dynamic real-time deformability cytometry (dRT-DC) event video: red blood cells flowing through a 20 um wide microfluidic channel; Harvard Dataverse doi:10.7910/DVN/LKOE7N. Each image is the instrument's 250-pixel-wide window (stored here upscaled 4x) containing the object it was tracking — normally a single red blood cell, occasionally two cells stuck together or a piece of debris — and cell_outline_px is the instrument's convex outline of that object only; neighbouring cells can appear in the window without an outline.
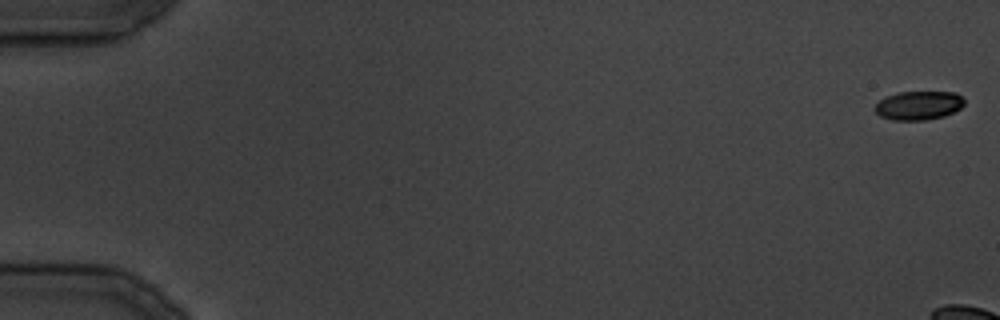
{"species": "common noctule bat (a hibernating species)", "species_latin": "Nyctalus noctula", "temperature_condition": "cold", "stored_images_in_passage": 6, "camera_frame_rate_fps": 3000, "um_per_image_px": 0.085, "animal": {"sex": "male", "body_mass_g": 19.5, "forearm_length_mm": 54.6}, "frame": {"image": 1, "passage_image": 1, "time_ms": 0.0, "image_size_px": [1000, 320], "cell_outline_px": [[964, 104], [960, 108], [944, 116], [924, 120], [892, 120], [880, 116], [872, 108], [884, 96], [900, 92], [956, 92], [964, 100]], "centroid_in_image_um": [78.04, 8.96], "position_along_channel_um": 7.0, "area_um2": 15.03}}